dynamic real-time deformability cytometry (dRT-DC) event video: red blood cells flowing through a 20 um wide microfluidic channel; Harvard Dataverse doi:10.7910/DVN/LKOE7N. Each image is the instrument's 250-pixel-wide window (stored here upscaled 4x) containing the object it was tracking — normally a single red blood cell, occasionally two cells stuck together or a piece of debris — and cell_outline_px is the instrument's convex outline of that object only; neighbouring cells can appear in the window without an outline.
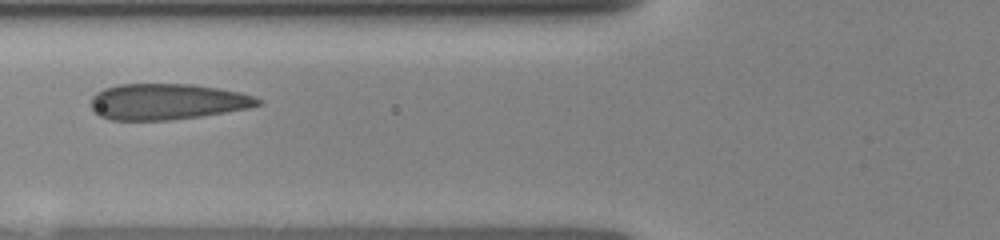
{"species": "human", "species_latin": "Homo sapiens", "temperature_condition": "room temperature", "stored_images_in_passage": 7, "camera_frame_rate_fps": 3000, "um_per_image_px": 0.085, "donor": {"sex": "female"}, "frame": {"image": 1, "passage_image": 6, "time_ms": 3.0, "image_size_px": [1000, 240], "cell_outline_px": [[264, 104], [248, 108], [200, 116], [168, 120], [112, 120], [100, 116], [92, 112], [88, 104], [92, 96], [96, 92], [104, 88], [120, 84], [192, 84], [240, 92], [256, 96], [264, 100]], "centroid_in_image_um": [14.18, 8.64], "position_along_channel_um": 111.6, "area_um2": 35.37}}